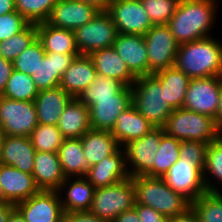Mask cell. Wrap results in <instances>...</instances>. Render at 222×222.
Here are the masks:
<instances>
[{
  "mask_svg": "<svg viewBox=\"0 0 222 222\" xmlns=\"http://www.w3.org/2000/svg\"><path fill=\"white\" fill-rule=\"evenodd\" d=\"M106 12L120 34L143 36L153 26L140 0H110Z\"/></svg>",
  "mask_w": 222,
  "mask_h": 222,
  "instance_id": "obj_11",
  "label": "cell"
},
{
  "mask_svg": "<svg viewBox=\"0 0 222 222\" xmlns=\"http://www.w3.org/2000/svg\"><path fill=\"white\" fill-rule=\"evenodd\" d=\"M163 127H155L142 138L130 141L124 146L126 152V169L130 177L146 175L154 166V159L159 148ZM131 164V165H130ZM131 166L130 168H128Z\"/></svg>",
  "mask_w": 222,
  "mask_h": 222,
  "instance_id": "obj_12",
  "label": "cell"
},
{
  "mask_svg": "<svg viewBox=\"0 0 222 222\" xmlns=\"http://www.w3.org/2000/svg\"><path fill=\"white\" fill-rule=\"evenodd\" d=\"M7 222H26L20 212L15 208L9 215Z\"/></svg>",
  "mask_w": 222,
  "mask_h": 222,
  "instance_id": "obj_54",
  "label": "cell"
},
{
  "mask_svg": "<svg viewBox=\"0 0 222 222\" xmlns=\"http://www.w3.org/2000/svg\"><path fill=\"white\" fill-rule=\"evenodd\" d=\"M153 25H168L180 0H140Z\"/></svg>",
  "mask_w": 222,
  "mask_h": 222,
  "instance_id": "obj_41",
  "label": "cell"
},
{
  "mask_svg": "<svg viewBox=\"0 0 222 222\" xmlns=\"http://www.w3.org/2000/svg\"><path fill=\"white\" fill-rule=\"evenodd\" d=\"M168 222H199V219L190 206L183 213L177 214L175 217L169 218Z\"/></svg>",
  "mask_w": 222,
  "mask_h": 222,
  "instance_id": "obj_48",
  "label": "cell"
},
{
  "mask_svg": "<svg viewBox=\"0 0 222 222\" xmlns=\"http://www.w3.org/2000/svg\"><path fill=\"white\" fill-rule=\"evenodd\" d=\"M208 173L209 176H213V179L215 177L220 183L222 182V136L209 143L204 169V182L207 192H221L218 188L214 187V184H211V179L207 177Z\"/></svg>",
  "mask_w": 222,
  "mask_h": 222,
  "instance_id": "obj_39",
  "label": "cell"
},
{
  "mask_svg": "<svg viewBox=\"0 0 222 222\" xmlns=\"http://www.w3.org/2000/svg\"><path fill=\"white\" fill-rule=\"evenodd\" d=\"M113 47L136 77L148 75V55L144 36L118 33Z\"/></svg>",
  "mask_w": 222,
  "mask_h": 222,
  "instance_id": "obj_19",
  "label": "cell"
},
{
  "mask_svg": "<svg viewBox=\"0 0 222 222\" xmlns=\"http://www.w3.org/2000/svg\"><path fill=\"white\" fill-rule=\"evenodd\" d=\"M15 209V205L11 203L0 204V222H7L10 213Z\"/></svg>",
  "mask_w": 222,
  "mask_h": 222,
  "instance_id": "obj_51",
  "label": "cell"
},
{
  "mask_svg": "<svg viewBox=\"0 0 222 222\" xmlns=\"http://www.w3.org/2000/svg\"><path fill=\"white\" fill-rule=\"evenodd\" d=\"M162 178L173 191L181 194L190 203L207 192L204 172L187 159L179 158Z\"/></svg>",
  "mask_w": 222,
  "mask_h": 222,
  "instance_id": "obj_10",
  "label": "cell"
},
{
  "mask_svg": "<svg viewBox=\"0 0 222 222\" xmlns=\"http://www.w3.org/2000/svg\"><path fill=\"white\" fill-rule=\"evenodd\" d=\"M166 134L180 141H202L211 143L221 135L214 118L187 110L175 109L163 126Z\"/></svg>",
  "mask_w": 222,
  "mask_h": 222,
  "instance_id": "obj_5",
  "label": "cell"
},
{
  "mask_svg": "<svg viewBox=\"0 0 222 222\" xmlns=\"http://www.w3.org/2000/svg\"><path fill=\"white\" fill-rule=\"evenodd\" d=\"M144 36L148 55V75L173 67L179 49L168 25H153Z\"/></svg>",
  "mask_w": 222,
  "mask_h": 222,
  "instance_id": "obj_8",
  "label": "cell"
},
{
  "mask_svg": "<svg viewBox=\"0 0 222 222\" xmlns=\"http://www.w3.org/2000/svg\"><path fill=\"white\" fill-rule=\"evenodd\" d=\"M56 126L65 139L80 138L91 129L90 110L77 98H73Z\"/></svg>",
  "mask_w": 222,
  "mask_h": 222,
  "instance_id": "obj_28",
  "label": "cell"
},
{
  "mask_svg": "<svg viewBox=\"0 0 222 222\" xmlns=\"http://www.w3.org/2000/svg\"><path fill=\"white\" fill-rule=\"evenodd\" d=\"M100 11L77 0H57L52 7L47 24L57 28L76 30L90 22Z\"/></svg>",
  "mask_w": 222,
  "mask_h": 222,
  "instance_id": "obj_15",
  "label": "cell"
},
{
  "mask_svg": "<svg viewBox=\"0 0 222 222\" xmlns=\"http://www.w3.org/2000/svg\"><path fill=\"white\" fill-rule=\"evenodd\" d=\"M73 179L72 177L65 178L58 190L59 194L62 195L61 192L63 189L65 191L67 188L66 198H62L60 195L61 204L65 214L77 211H89L94 198L96 188L86 177H75Z\"/></svg>",
  "mask_w": 222,
  "mask_h": 222,
  "instance_id": "obj_25",
  "label": "cell"
},
{
  "mask_svg": "<svg viewBox=\"0 0 222 222\" xmlns=\"http://www.w3.org/2000/svg\"><path fill=\"white\" fill-rule=\"evenodd\" d=\"M132 90V105L155 127H163L175 110L166 100L165 88L154 75L136 78Z\"/></svg>",
  "mask_w": 222,
  "mask_h": 222,
  "instance_id": "obj_4",
  "label": "cell"
},
{
  "mask_svg": "<svg viewBox=\"0 0 222 222\" xmlns=\"http://www.w3.org/2000/svg\"><path fill=\"white\" fill-rule=\"evenodd\" d=\"M165 88L166 100L174 108H182L190 78L175 66L153 73Z\"/></svg>",
  "mask_w": 222,
  "mask_h": 222,
  "instance_id": "obj_32",
  "label": "cell"
},
{
  "mask_svg": "<svg viewBox=\"0 0 222 222\" xmlns=\"http://www.w3.org/2000/svg\"><path fill=\"white\" fill-rule=\"evenodd\" d=\"M46 55L41 42L36 39L28 48H26L13 61V68L17 71L28 75H33L36 71L39 62Z\"/></svg>",
  "mask_w": 222,
  "mask_h": 222,
  "instance_id": "obj_42",
  "label": "cell"
},
{
  "mask_svg": "<svg viewBox=\"0 0 222 222\" xmlns=\"http://www.w3.org/2000/svg\"><path fill=\"white\" fill-rule=\"evenodd\" d=\"M97 72L89 55H79L65 70L59 86L77 98L96 78Z\"/></svg>",
  "mask_w": 222,
  "mask_h": 222,
  "instance_id": "obj_26",
  "label": "cell"
},
{
  "mask_svg": "<svg viewBox=\"0 0 222 222\" xmlns=\"http://www.w3.org/2000/svg\"><path fill=\"white\" fill-rule=\"evenodd\" d=\"M124 87L125 85L116 79L97 75L77 99L89 109L95 100L115 99V95Z\"/></svg>",
  "mask_w": 222,
  "mask_h": 222,
  "instance_id": "obj_33",
  "label": "cell"
},
{
  "mask_svg": "<svg viewBox=\"0 0 222 222\" xmlns=\"http://www.w3.org/2000/svg\"><path fill=\"white\" fill-rule=\"evenodd\" d=\"M199 222H222V193L206 192L190 203Z\"/></svg>",
  "mask_w": 222,
  "mask_h": 222,
  "instance_id": "obj_36",
  "label": "cell"
},
{
  "mask_svg": "<svg viewBox=\"0 0 222 222\" xmlns=\"http://www.w3.org/2000/svg\"><path fill=\"white\" fill-rule=\"evenodd\" d=\"M135 203V187L129 177L111 186L95 189L89 211L106 222H113L122 212L134 208Z\"/></svg>",
  "mask_w": 222,
  "mask_h": 222,
  "instance_id": "obj_6",
  "label": "cell"
},
{
  "mask_svg": "<svg viewBox=\"0 0 222 222\" xmlns=\"http://www.w3.org/2000/svg\"><path fill=\"white\" fill-rule=\"evenodd\" d=\"M134 208L136 209L140 222H168V219L164 215L149 206L135 203Z\"/></svg>",
  "mask_w": 222,
  "mask_h": 222,
  "instance_id": "obj_45",
  "label": "cell"
},
{
  "mask_svg": "<svg viewBox=\"0 0 222 222\" xmlns=\"http://www.w3.org/2000/svg\"><path fill=\"white\" fill-rule=\"evenodd\" d=\"M180 144V140L165 133L155 153L154 166L146 175L150 177H163L178 161Z\"/></svg>",
  "mask_w": 222,
  "mask_h": 222,
  "instance_id": "obj_34",
  "label": "cell"
},
{
  "mask_svg": "<svg viewBox=\"0 0 222 222\" xmlns=\"http://www.w3.org/2000/svg\"><path fill=\"white\" fill-rule=\"evenodd\" d=\"M62 172L68 177H85L89 171L80 138L64 139L58 151Z\"/></svg>",
  "mask_w": 222,
  "mask_h": 222,
  "instance_id": "obj_31",
  "label": "cell"
},
{
  "mask_svg": "<svg viewBox=\"0 0 222 222\" xmlns=\"http://www.w3.org/2000/svg\"><path fill=\"white\" fill-rule=\"evenodd\" d=\"M0 186L5 200L14 205L40 191L32 174L3 164H0Z\"/></svg>",
  "mask_w": 222,
  "mask_h": 222,
  "instance_id": "obj_18",
  "label": "cell"
},
{
  "mask_svg": "<svg viewBox=\"0 0 222 222\" xmlns=\"http://www.w3.org/2000/svg\"><path fill=\"white\" fill-rule=\"evenodd\" d=\"M37 124L34 101L12 100L0 95V125L5 135L30 137Z\"/></svg>",
  "mask_w": 222,
  "mask_h": 222,
  "instance_id": "obj_9",
  "label": "cell"
},
{
  "mask_svg": "<svg viewBox=\"0 0 222 222\" xmlns=\"http://www.w3.org/2000/svg\"><path fill=\"white\" fill-rule=\"evenodd\" d=\"M35 152L30 137L5 135L0 164L32 174Z\"/></svg>",
  "mask_w": 222,
  "mask_h": 222,
  "instance_id": "obj_21",
  "label": "cell"
},
{
  "mask_svg": "<svg viewBox=\"0 0 222 222\" xmlns=\"http://www.w3.org/2000/svg\"><path fill=\"white\" fill-rule=\"evenodd\" d=\"M126 165L125 149L119 147L111 156L90 166L85 177L96 189L111 186L130 177Z\"/></svg>",
  "mask_w": 222,
  "mask_h": 222,
  "instance_id": "obj_17",
  "label": "cell"
},
{
  "mask_svg": "<svg viewBox=\"0 0 222 222\" xmlns=\"http://www.w3.org/2000/svg\"><path fill=\"white\" fill-rule=\"evenodd\" d=\"M208 146L207 142L183 140L180 144L179 158L190 160L204 172Z\"/></svg>",
  "mask_w": 222,
  "mask_h": 222,
  "instance_id": "obj_43",
  "label": "cell"
},
{
  "mask_svg": "<svg viewBox=\"0 0 222 222\" xmlns=\"http://www.w3.org/2000/svg\"><path fill=\"white\" fill-rule=\"evenodd\" d=\"M38 90L31 76L13 69L1 96L19 101H34Z\"/></svg>",
  "mask_w": 222,
  "mask_h": 222,
  "instance_id": "obj_35",
  "label": "cell"
},
{
  "mask_svg": "<svg viewBox=\"0 0 222 222\" xmlns=\"http://www.w3.org/2000/svg\"><path fill=\"white\" fill-rule=\"evenodd\" d=\"M30 23L17 11L0 16V42L23 31Z\"/></svg>",
  "mask_w": 222,
  "mask_h": 222,
  "instance_id": "obj_44",
  "label": "cell"
},
{
  "mask_svg": "<svg viewBox=\"0 0 222 222\" xmlns=\"http://www.w3.org/2000/svg\"><path fill=\"white\" fill-rule=\"evenodd\" d=\"M154 128L155 126L131 105L118 116L111 134L119 146L124 147L130 141L142 138Z\"/></svg>",
  "mask_w": 222,
  "mask_h": 222,
  "instance_id": "obj_27",
  "label": "cell"
},
{
  "mask_svg": "<svg viewBox=\"0 0 222 222\" xmlns=\"http://www.w3.org/2000/svg\"><path fill=\"white\" fill-rule=\"evenodd\" d=\"M73 32L80 55H90L95 51L114 46L118 34L107 12H99L90 22Z\"/></svg>",
  "mask_w": 222,
  "mask_h": 222,
  "instance_id": "obj_7",
  "label": "cell"
},
{
  "mask_svg": "<svg viewBox=\"0 0 222 222\" xmlns=\"http://www.w3.org/2000/svg\"><path fill=\"white\" fill-rule=\"evenodd\" d=\"M132 105L131 87L125 86L115 99L95 100L89 108L91 129L112 131L118 116Z\"/></svg>",
  "mask_w": 222,
  "mask_h": 222,
  "instance_id": "obj_16",
  "label": "cell"
},
{
  "mask_svg": "<svg viewBox=\"0 0 222 222\" xmlns=\"http://www.w3.org/2000/svg\"><path fill=\"white\" fill-rule=\"evenodd\" d=\"M32 176L40 190L58 191L66 178L58 153L36 151Z\"/></svg>",
  "mask_w": 222,
  "mask_h": 222,
  "instance_id": "obj_22",
  "label": "cell"
},
{
  "mask_svg": "<svg viewBox=\"0 0 222 222\" xmlns=\"http://www.w3.org/2000/svg\"><path fill=\"white\" fill-rule=\"evenodd\" d=\"M77 1H81L85 4L91 5L100 12H106L110 2V0H77Z\"/></svg>",
  "mask_w": 222,
  "mask_h": 222,
  "instance_id": "obj_50",
  "label": "cell"
},
{
  "mask_svg": "<svg viewBox=\"0 0 222 222\" xmlns=\"http://www.w3.org/2000/svg\"><path fill=\"white\" fill-rule=\"evenodd\" d=\"M13 69L12 61L0 57V95L3 93Z\"/></svg>",
  "mask_w": 222,
  "mask_h": 222,
  "instance_id": "obj_47",
  "label": "cell"
},
{
  "mask_svg": "<svg viewBox=\"0 0 222 222\" xmlns=\"http://www.w3.org/2000/svg\"><path fill=\"white\" fill-rule=\"evenodd\" d=\"M72 99L73 97L60 86L39 91L34 100L38 124L56 126Z\"/></svg>",
  "mask_w": 222,
  "mask_h": 222,
  "instance_id": "obj_23",
  "label": "cell"
},
{
  "mask_svg": "<svg viewBox=\"0 0 222 222\" xmlns=\"http://www.w3.org/2000/svg\"><path fill=\"white\" fill-rule=\"evenodd\" d=\"M15 208L26 222H63L65 215L58 191L40 190Z\"/></svg>",
  "mask_w": 222,
  "mask_h": 222,
  "instance_id": "obj_14",
  "label": "cell"
},
{
  "mask_svg": "<svg viewBox=\"0 0 222 222\" xmlns=\"http://www.w3.org/2000/svg\"><path fill=\"white\" fill-rule=\"evenodd\" d=\"M218 2V3H217ZM218 0H180L168 26L179 44L211 37Z\"/></svg>",
  "mask_w": 222,
  "mask_h": 222,
  "instance_id": "obj_1",
  "label": "cell"
},
{
  "mask_svg": "<svg viewBox=\"0 0 222 222\" xmlns=\"http://www.w3.org/2000/svg\"><path fill=\"white\" fill-rule=\"evenodd\" d=\"M57 0H15V9L29 23L45 22Z\"/></svg>",
  "mask_w": 222,
  "mask_h": 222,
  "instance_id": "obj_40",
  "label": "cell"
},
{
  "mask_svg": "<svg viewBox=\"0 0 222 222\" xmlns=\"http://www.w3.org/2000/svg\"><path fill=\"white\" fill-rule=\"evenodd\" d=\"M37 39V24L30 23L23 31L0 42V57L13 61Z\"/></svg>",
  "mask_w": 222,
  "mask_h": 222,
  "instance_id": "obj_37",
  "label": "cell"
},
{
  "mask_svg": "<svg viewBox=\"0 0 222 222\" xmlns=\"http://www.w3.org/2000/svg\"><path fill=\"white\" fill-rule=\"evenodd\" d=\"M16 11L15 0H0V16Z\"/></svg>",
  "mask_w": 222,
  "mask_h": 222,
  "instance_id": "obj_52",
  "label": "cell"
},
{
  "mask_svg": "<svg viewBox=\"0 0 222 222\" xmlns=\"http://www.w3.org/2000/svg\"><path fill=\"white\" fill-rule=\"evenodd\" d=\"M97 75L116 79L125 86L131 87L136 76L128 69L123 59L118 55L115 48L108 47L95 51L89 55Z\"/></svg>",
  "mask_w": 222,
  "mask_h": 222,
  "instance_id": "obj_24",
  "label": "cell"
},
{
  "mask_svg": "<svg viewBox=\"0 0 222 222\" xmlns=\"http://www.w3.org/2000/svg\"><path fill=\"white\" fill-rule=\"evenodd\" d=\"M3 203H8V202L5 200L3 191H2L1 186H0V204H3Z\"/></svg>",
  "mask_w": 222,
  "mask_h": 222,
  "instance_id": "obj_56",
  "label": "cell"
},
{
  "mask_svg": "<svg viewBox=\"0 0 222 222\" xmlns=\"http://www.w3.org/2000/svg\"><path fill=\"white\" fill-rule=\"evenodd\" d=\"M135 187L136 203L153 208L167 219L183 213L190 202L173 191L162 177L147 175L131 177Z\"/></svg>",
  "mask_w": 222,
  "mask_h": 222,
  "instance_id": "obj_3",
  "label": "cell"
},
{
  "mask_svg": "<svg viewBox=\"0 0 222 222\" xmlns=\"http://www.w3.org/2000/svg\"><path fill=\"white\" fill-rule=\"evenodd\" d=\"M79 55L46 52L36 71L31 75L37 90L43 91L58 87L65 70Z\"/></svg>",
  "mask_w": 222,
  "mask_h": 222,
  "instance_id": "obj_20",
  "label": "cell"
},
{
  "mask_svg": "<svg viewBox=\"0 0 222 222\" xmlns=\"http://www.w3.org/2000/svg\"><path fill=\"white\" fill-rule=\"evenodd\" d=\"M63 222H106L90 211H77L66 213Z\"/></svg>",
  "mask_w": 222,
  "mask_h": 222,
  "instance_id": "obj_46",
  "label": "cell"
},
{
  "mask_svg": "<svg viewBox=\"0 0 222 222\" xmlns=\"http://www.w3.org/2000/svg\"><path fill=\"white\" fill-rule=\"evenodd\" d=\"M80 140L89 167L111 156L120 147L111 131L107 130L90 129Z\"/></svg>",
  "mask_w": 222,
  "mask_h": 222,
  "instance_id": "obj_29",
  "label": "cell"
},
{
  "mask_svg": "<svg viewBox=\"0 0 222 222\" xmlns=\"http://www.w3.org/2000/svg\"><path fill=\"white\" fill-rule=\"evenodd\" d=\"M37 39L41 42L45 52L80 54L72 30L57 28L41 22L37 24Z\"/></svg>",
  "mask_w": 222,
  "mask_h": 222,
  "instance_id": "obj_30",
  "label": "cell"
},
{
  "mask_svg": "<svg viewBox=\"0 0 222 222\" xmlns=\"http://www.w3.org/2000/svg\"><path fill=\"white\" fill-rule=\"evenodd\" d=\"M174 66L190 79L222 76V43L212 37L179 45Z\"/></svg>",
  "mask_w": 222,
  "mask_h": 222,
  "instance_id": "obj_2",
  "label": "cell"
},
{
  "mask_svg": "<svg viewBox=\"0 0 222 222\" xmlns=\"http://www.w3.org/2000/svg\"><path fill=\"white\" fill-rule=\"evenodd\" d=\"M64 137L57 126L37 124L30 135L32 146L36 151L58 153Z\"/></svg>",
  "mask_w": 222,
  "mask_h": 222,
  "instance_id": "obj_38",
  "label": "cell"
},
{
  "mask_svg": "<svg viewBox=\"0 0 222 222\" xmlns=\"http://www.w3.org/2000/svg\"><path fill=\"white\" fill-rule=\"evenodd\" d=\"M215 122L218 128V131L220 135L222 136V85H221L220 96H219L218 112L215 118Z\"/></svg>",
  "mask_w": 222,
  "mask_h": 222,
  "instance_id": "obj_53",
  "label": "cell"
},
{
  "mask_svg": "<svg viewBox=\"0 0 222 222\" xmlns=\"http://www.w3.org/2000/svg\"><path fill=\"white\" fill-rule=\"evenodd\" d=\"M222 76L191 79L186 91L183 108L216 118Z\"/></svg>",
  "mask_w": 222,
  "mask_h": 222,
  "instance_id": "obj_13",
  "label": "cell"
},
{
  "mask_svg": "<svg viewBox=\"0 0 222 222\" xmlns=\"http://www.w3.org/2000/svg\"><path fill=\"white\" fill-rule=\"evenodd\" d=\"M113 222H140L135 208L126 210L118 215Z\"/></svg>",
  "mask_w": 222,
  "mask_h": 222,
  "instance_id": "obj_49",
  "label": "cell"
},
{
  "mask_svg": "<svg viewBox=\"0 0 222 222\" xmlns=\"http://www.w3.org/2000/svg\"><path fill=\"white\" fill-rule=\"evenodd\" d=\"M4 138H5V134H4V131L2 130L1 125H0V156H1V150H2V146H3Z\"/></svg>",
  "mask_w": 222,
  "mask_h": 222,
  "instance_id": "obj_55",
  "label": "cell"
}]
</instances>
